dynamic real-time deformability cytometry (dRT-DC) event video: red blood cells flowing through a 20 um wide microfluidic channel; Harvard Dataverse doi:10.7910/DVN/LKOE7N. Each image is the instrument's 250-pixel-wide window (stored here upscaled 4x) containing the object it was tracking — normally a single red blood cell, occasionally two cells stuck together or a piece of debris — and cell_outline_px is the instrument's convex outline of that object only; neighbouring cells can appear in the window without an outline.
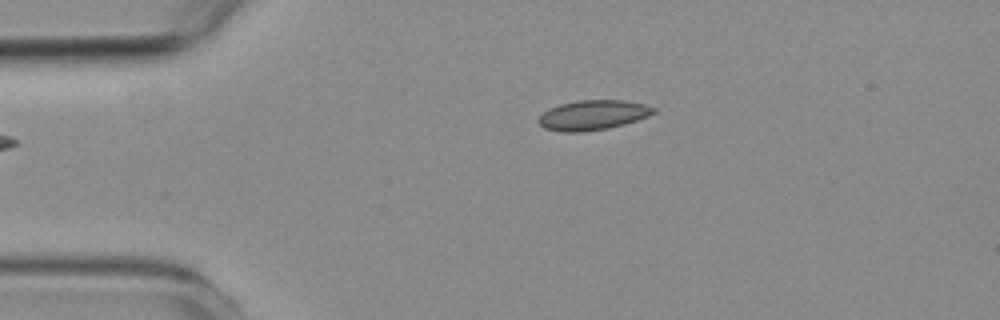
{"species": "common noctule bat (a hibernating species)", "species_latin": "Nyctalus noctula", "temperature_condition": "room temperature", "stored_images_in_passage": 37, "camera_frame_rate_fps": 3000, "um_per_image_px": 0.085, "animal": {"sex": "female", "body_mass_g": 19.3, "forearm_length_mm": 54.1}, "frame": {"image": 1, "passage_image": 1, "time_ms": 0.0, "image_size_px": [1000, 320], "cell_outline_px": [[656, 112], [648, 116], [624, 124], [608, 128], [584, 132], [560, 132], [544, 128], [536, 120], [548, 108], [560, 104], [580, 100], [624, 100], [644, 104], [656, 108]], "centroid_in_image_um": [50.38, 9.78], "position_along_channel_um": 34.6, "area_um2": 20.06}}
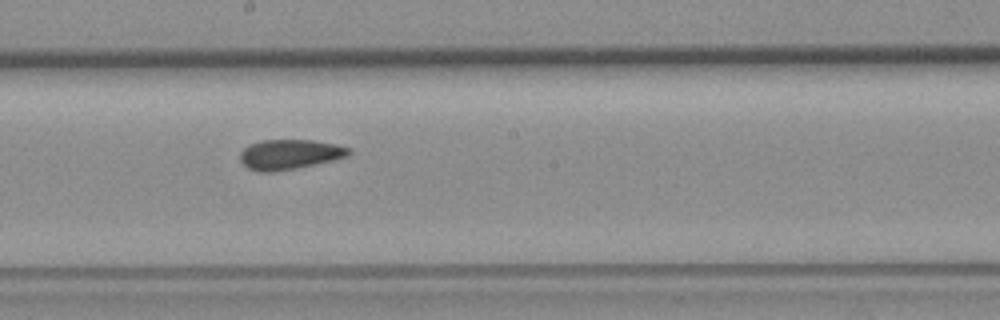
{"frame": {"image": 2, "passage_image": 19, "time_ms": 6.0, "image_size_px": [1000, 320], "cell_outline_px": [[352, 152], [348, 156], [332, 160], [296, 168], [272, 172], [256, 172], [248, 168], [240, 160], [240, 152], [244, 148], [252, 144], [264, 140], [312, 140], [332, 144], [348, 148]], "centroid_in_image_um": [24.58, 13.13], "position_along_channel_um": 223.6, "area_um2": 18.67}}
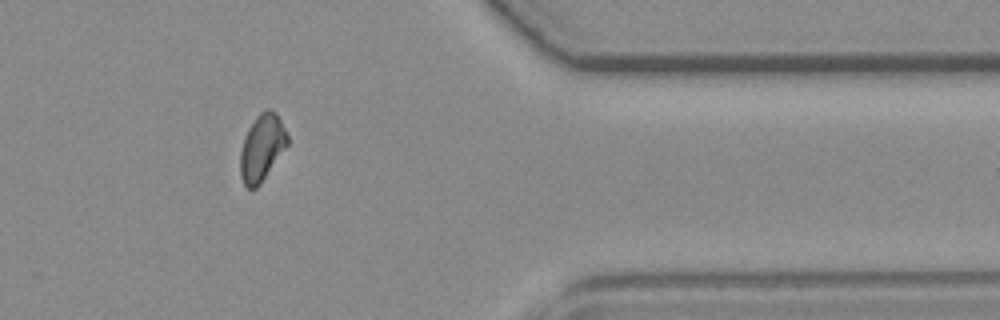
{"frame": {"image": 3, "passage_image": 34, "time_ms": 11.0, "image_size_px": [1000, 320], "cell_outline_px": [[288, 144], [260, 184], [256, 188], [248, 188], [244, 184], [240, 176], [240, 152], [248, 128], [256, 116], [260, 112], [268, 108], [276, 112], [288, 136]], "centroid_in_image_um": [22.25, 12.54], "position_along_channel_um": 389.1, "area_um2": 18.09}, "authors_computed_cell_mechanics": {"area_um2": 18.8428, "velocity_mm_per_s": 3.7746, "shape_relaxation_time_tau1_ms": null, "shape_relaxation_time_tau2_ms": 6.3782, "deformation_change_tau1": null, "deformation_change_tau2": 0.0901}}